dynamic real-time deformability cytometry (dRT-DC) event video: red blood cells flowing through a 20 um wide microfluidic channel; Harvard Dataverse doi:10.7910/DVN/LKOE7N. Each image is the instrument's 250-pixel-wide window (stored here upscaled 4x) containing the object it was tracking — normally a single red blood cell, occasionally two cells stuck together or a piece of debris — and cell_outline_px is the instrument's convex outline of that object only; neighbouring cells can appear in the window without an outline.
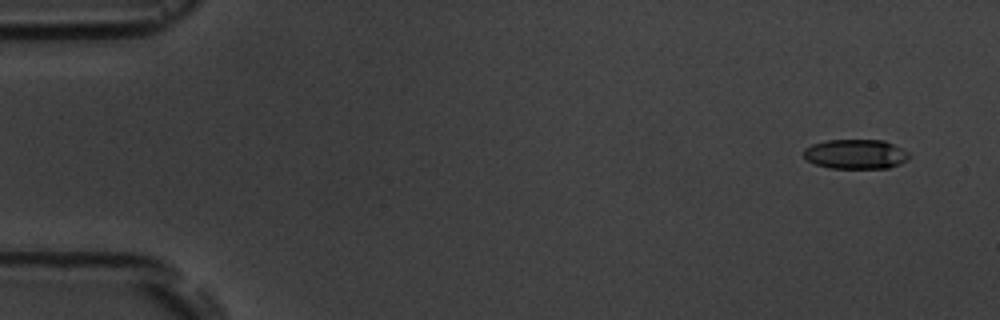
{"species": "common noctule bat (a hibernating species)", "species_latin": "Nyctalus noctula", "temperature_condition": "room temperature", "stored_images_in_passage": 5, "camera_frame_rate_fps": 3000, "um_per_image_px": 0.085, "animal": {"sex": "male", "body_mass_g": 19.5, "forearm_length_mm": 54.6}, "frame": {"image": 1, "passage_image": 1, "time_ms": 0.0, "image_size_px": [1000, 320], "cell_outline_px": [[908, 160], [900, 164], [888, 168], [828, 168], [816, 164], [808, 160], [804, 156], [804, 148], [812, 144], [824, 140], [884, 140], [908, 152]], "centroid_in_image_um": [72.71, 13.1], "position_along_channel_um": 12.3, "area_um2": 18.15}}
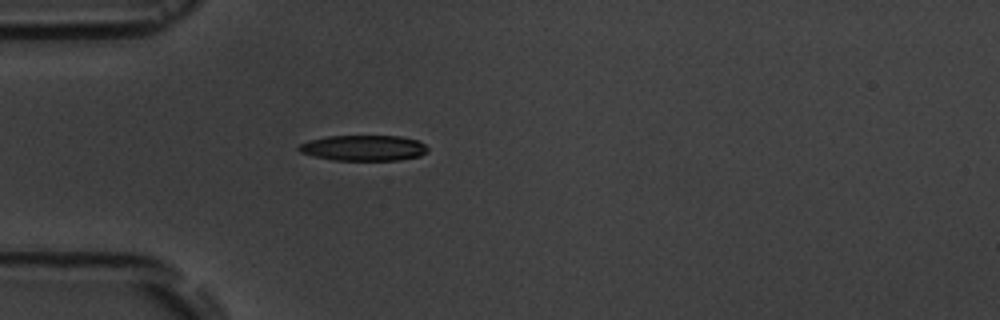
{"frame": {"image": 2, "passage_image": 5, "time_ms": 4.333, "image_size_px": [1000, 320], "cell_outline_px": [[428, 152], [420, 156], [400, 160], [332, 160], [300, 152], [296, 148], [300, 144], [308, 140], [328, 136], [400, 136], [420, 140], [428, 148]], "centroid_in_image_um": [30.94, 12.57], "position_along_channel_um": 54.1, "area_um2": 19.36}}